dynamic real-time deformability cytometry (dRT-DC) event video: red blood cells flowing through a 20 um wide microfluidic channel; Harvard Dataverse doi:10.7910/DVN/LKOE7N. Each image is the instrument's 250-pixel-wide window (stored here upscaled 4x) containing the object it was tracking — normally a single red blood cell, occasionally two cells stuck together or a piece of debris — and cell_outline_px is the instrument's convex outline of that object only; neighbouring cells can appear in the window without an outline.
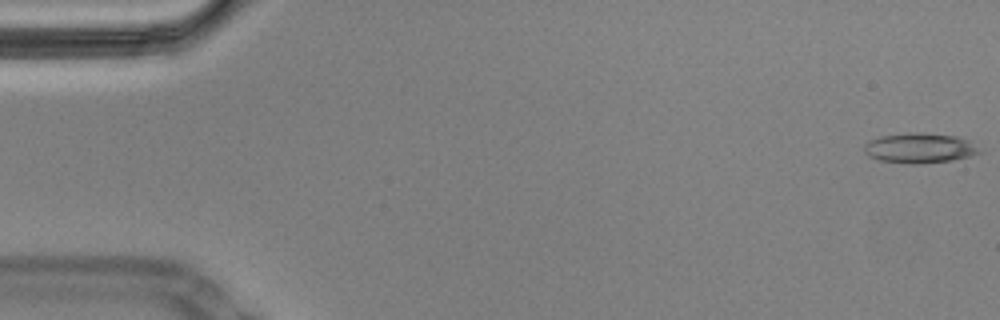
{"species": "Egyptian fruit bat (a non-hibernating species)", "species_latin": "Rousettus aegyptiacus", "temperature_condition": "cold", "stored_images_in_passage": 51, "camera_frame_rate_fps": 3000, "um_per_image_px": 0.085, "animal": {"sex": "male"}, "frame": {"image": 1, "passage_image": 1, "time_ms": 0.0, "image_size_px": [1000, 320], "cell_outline_px": [[984, 152], [952, 160], [916, 164], [908, 164], [880, 160], [868, 156], [864, 152], [864, 144], [868, 140], [880, 136], [908, 132], [920, 132], [956, 136], [968, 140]], "centroid_in_image_um": [78.13, 12.58], "position_along_channel_um": 6.9, "area_um2": 20.29}}
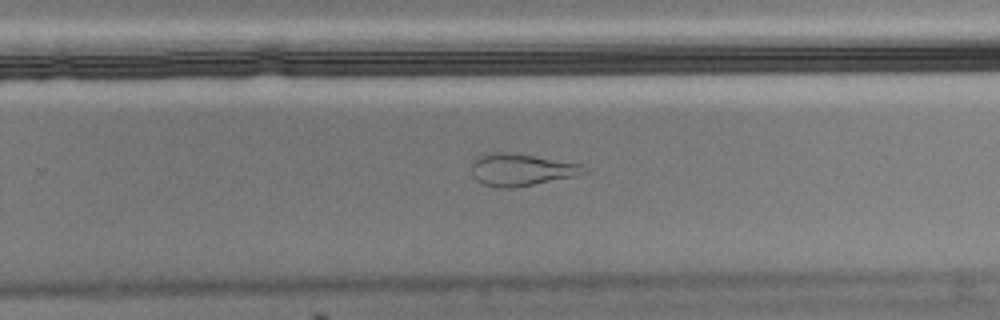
{"frame": {"image": 2, "passage_image": 37, "time_ms": 12.0, "image_size_px": [1000, 320], "cell_outline_px": [[588, 172], [580, 176], [512, 188], [500, 188], [484, 184], [476, 180], [472, 176], [472, 160], [480, 156], [496, 152], [508, 152], [580, 164]], "centroid_in_image_um": [44.3, 14.45], "position_along_channel_um": 285.5, "area_um2": 20.92}}
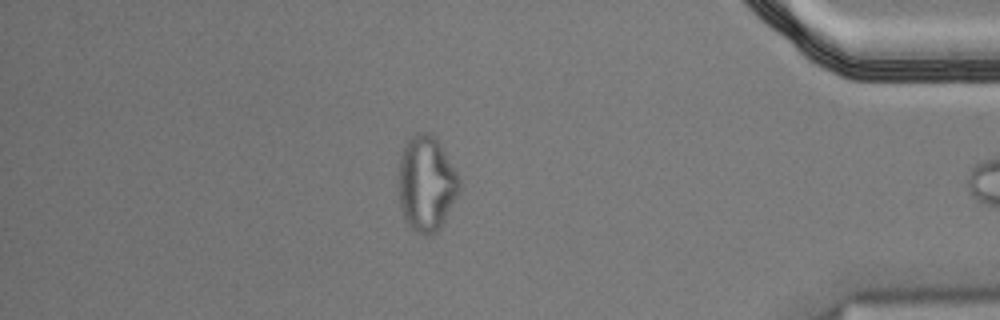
{"frame": {"image": 3, "passage_image": 50, "time_ms": 16.333, "image_size_px": [1000, 320], "cell_outline_px": [[460, 188], [440, 228], [432, 236], [424, 236], [416, 232], [404, 220], [400, 204], [400, 152], [404, 140], [408, 136], [420, 132], [428, 132], [440, 144], [456, 172], [460, 180]], "centroid_in_image_um": [36.22, 15.6], "position_along_channel_um": 399.0, "area_um2": 33.58}}